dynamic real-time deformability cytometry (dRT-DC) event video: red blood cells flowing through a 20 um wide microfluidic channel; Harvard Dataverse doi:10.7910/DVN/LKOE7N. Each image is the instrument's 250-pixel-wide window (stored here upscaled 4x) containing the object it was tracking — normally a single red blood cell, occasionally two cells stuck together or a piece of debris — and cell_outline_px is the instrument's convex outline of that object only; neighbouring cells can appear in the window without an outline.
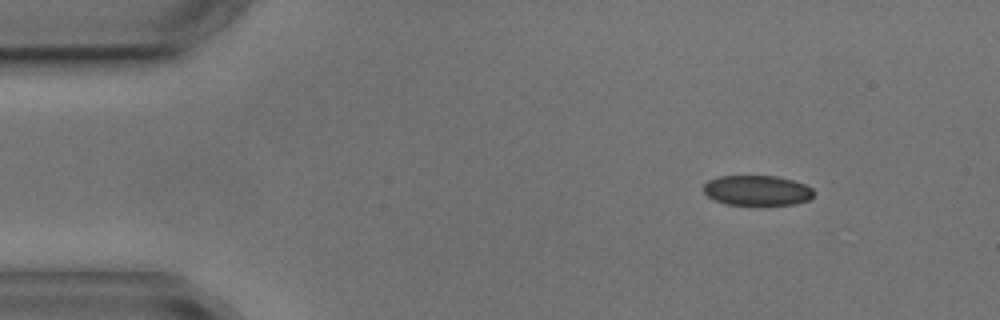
{"species": "common noctule bat (a hibernating species)", "species_latin": "Nyctalus noctula", "temperature_condition": "cold", "stored_images_in_passage": 6, "camera_frame_rate_fps": 3000, "um_per_image_px": 0.085, "animal": {"sex": "male", "body_mass_g": 17.9, "forearm_length_mm": 54.2}, "frame": {"image": 1, "passage_image": 1, "time_ms": 0.0, "image_size_px": [1000, 320], "cell_outline_px": [[816, 192], [808, 200], [796, 204], [728, 204], [716, 200], [708, 196], [704, 192], [704, 184], [708, 180], [720, 176], [776, 176], [792, 180], [804, 184], [812, 188]], "centroid_in_image_um": [64.37, 16.17], "position_along_channel_um": 20.6, "area_um2": 19.13}}
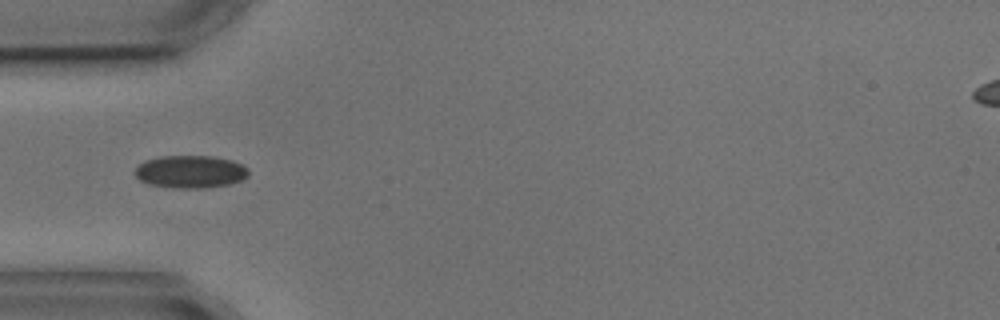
{"frame": {"image": 2, "passage_image": 4, "time_ms": 3.333, "image_size_px": [1000, 320], "cell_outline_px": [[248, 176], [240, 180], [228, 184], [204, 188], [176, 188], [148, 184], [140, 180], [136, 176], [136, 168], [140, 164], [148, 160], [160, 156], [212, 156], [232, 160], [248, 168]], "centroid_in_image_um": [16.19, 14.59], "position_along_channel_um": 68.8, "area_um2": 21.39}}